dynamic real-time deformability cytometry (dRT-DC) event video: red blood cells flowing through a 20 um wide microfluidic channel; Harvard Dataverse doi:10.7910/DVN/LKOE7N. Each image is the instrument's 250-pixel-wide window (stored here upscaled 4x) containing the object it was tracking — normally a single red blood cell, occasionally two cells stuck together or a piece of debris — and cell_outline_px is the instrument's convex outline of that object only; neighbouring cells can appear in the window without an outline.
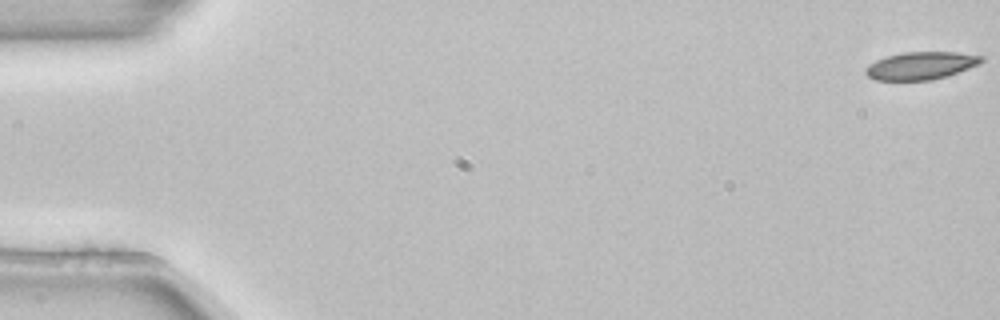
{"species": "common noctule bat (a hibernating species)", "species_latin": "Nyctalus noctula", "temperature_condition": "room temperature", "stored_images_in_passage": 4, "camera_frame_rate_fps": 3000, "um_per_image_px": 0.085, "animal": {"sex": "female", "body_mass_g": 22.7, "forearm_length_mm": 54.2}, "frame": {"image": 1, "passage_image": 1, "time_ms": 0.0, "image_size_px": [1000, 320], "cell_outline_px": [[984, 60], [980, 64], [948, 76], [932, 80], [872, 80], [864, 72], [864, 68], [868, 64], [876, 60], [888, 56], [904, 52], [956, 52], [984, 56]], "centroid_in_image_um": [78.28, 5.58], "position_along_channel_um": 6.7, "area_um2": 18.84}}